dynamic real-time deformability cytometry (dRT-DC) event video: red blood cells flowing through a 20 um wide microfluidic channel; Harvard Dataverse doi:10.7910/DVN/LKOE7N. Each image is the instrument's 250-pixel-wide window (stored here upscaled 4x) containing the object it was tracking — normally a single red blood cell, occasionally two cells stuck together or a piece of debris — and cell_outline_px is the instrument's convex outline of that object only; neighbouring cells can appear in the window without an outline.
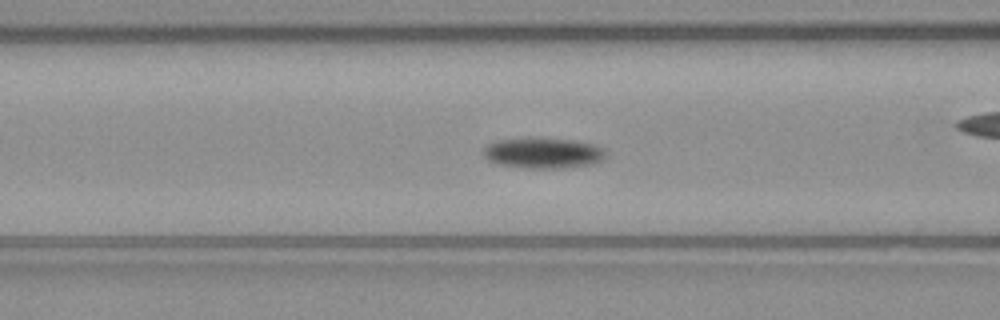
{"species": "common noctule bat (a hibernating species)", "species_latin": "Nyctalus noctula", "temperature_condition": "warm", "stored_images_in_passage": 21, "camera_frame_rate_fps": 3000, "um_per_image_px": 0.085, "animal": {"sex": "male", "body_mass_g": 23.1, "forearm_length_mm": 52.7}, "frame": {"image": 1, "passage_image": 15, "time_ms": 4.667, "image_size_px": [1000, 320], "cell_outline_px": [[608, 156], [592, 164], [560, 168], [528, 168], [500, 164], [488, 160], [484, 156], [484, 148], [488, 144], [496, 140], [572, 140], [596, 144], [604, 148]], "centroid_in_image_um": [46.23, 13.03], "position_along_channel_um": 120.4, "area_um2": 21.15}}